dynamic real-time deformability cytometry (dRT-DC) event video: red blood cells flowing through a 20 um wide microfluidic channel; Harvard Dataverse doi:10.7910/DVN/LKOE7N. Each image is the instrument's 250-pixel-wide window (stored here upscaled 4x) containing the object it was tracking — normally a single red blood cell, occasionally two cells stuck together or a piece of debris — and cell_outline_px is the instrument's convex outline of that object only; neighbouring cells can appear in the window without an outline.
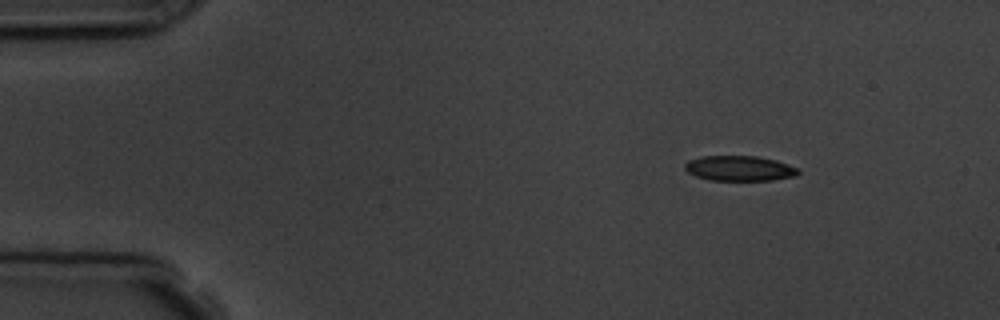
{"species": "common noctule bat (a hibernating species)", "species_latin": "Nyctalus noctula", "temperature_condition": "room temperature", "stored_images_in_passage": 9, "camera_frame_rate_fps": 3000, "um_per_image_px": 0.085, "animal": {"sex": "male", "body_mass_g": 19.5, "forearm_length_mm": 54.6}, "frame": {"image": 1, "passage_image": 1, "time_ms": 0.0, "image_size_px": [1000, 320], "cell_outline_px": [[800, 172], [796, 176], [772, 180], [712, 180], [696, 176], [688, 172], [684, 168], [684, 164], [688, 160], [700, 156], [756, 156], [776, 160], [788, 164], [796, 168]], "centroid_in_image_um": [62.84, 14.3], "position_along_channel_um": 22.2, "area_um2": 16.59}}
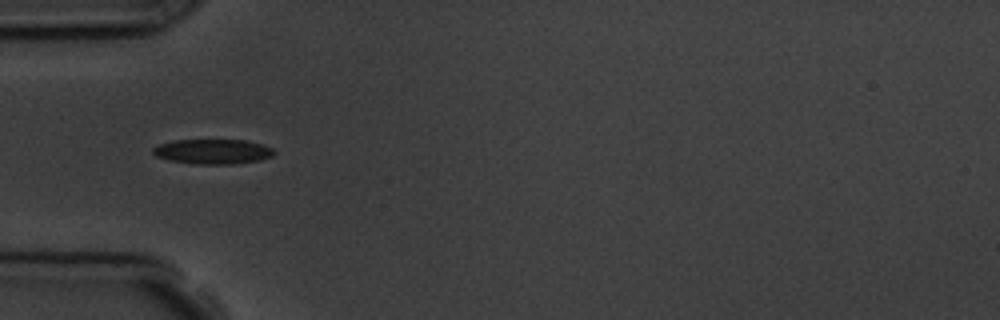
{"frame": {"image": 2, "passage_image": 4, "time_ms": 3.333, "image_size_px": [1000, 320], "cell_outline_px": [[276, 152], [272, 156], [260, 160], [232, 164], [192, 164], [168, 160], [156, 156], [152, 152], [152, 148], [160, 144], [176, 140], [244, 140], [260, 144], [272, 148]], "centroid_in_image_um": [18.07, 12.89], "position_along_channel_um": 66.9, "area_um2": 17.51}}